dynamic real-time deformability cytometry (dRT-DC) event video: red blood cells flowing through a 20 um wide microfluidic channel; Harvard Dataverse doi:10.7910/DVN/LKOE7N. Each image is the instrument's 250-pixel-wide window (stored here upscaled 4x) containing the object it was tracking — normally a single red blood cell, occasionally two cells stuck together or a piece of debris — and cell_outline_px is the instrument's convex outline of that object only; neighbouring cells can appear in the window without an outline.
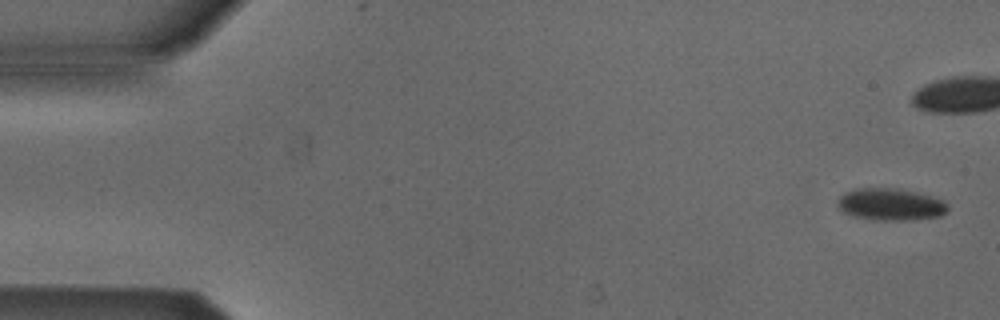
{"species": "Egyptian fruit bat (a non-hibernating species)", "species_latin": "Rousettus aegyptiacus", "temperature_condition": "cold", "stored_images_in_passage": 5, "camera_frame_rate_fps": 3000, "um_per_image_px": 0.085, "animal": {"sex": "male"}, "frame": {"image": 1, "passage_image": 1, "time_ms": 0.0, "image_size_px": [1000, 320], "cell_outline_px": [[948, 212], [940, 216], [916, 220], [880, 220], [852, 216], [844, 212], [840, 208], [836, 200], [844, 192], [856, 188], [896, 188], [916, 192], [932, 196], [944, 200], [948, 204]], "centroid_in_image_um": [75.73, 17.37], "position_along_channel_um": 9.3, "area_um2": 20.81}}
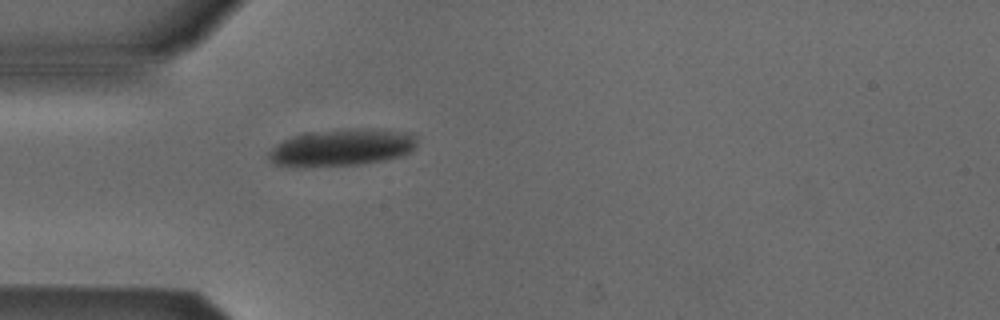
{"frame": {"image": 2, "passage_image": 5, "time_ms": 1.333, "image_size_px": [1000, 320], "cell_outline_px": [[416, 148], [404, 156], [384, 160], [360, 164], [272, 164], [268, 160], [268, 152], [276, 144], [284, 140], [304, 132], [340, 128], [372, 128], [408, 132], [416, 136]], "centroid_in_image_um": [29.14, 12.48], "position_along_channel_um": 55.9, "area_um2": 31.67}}